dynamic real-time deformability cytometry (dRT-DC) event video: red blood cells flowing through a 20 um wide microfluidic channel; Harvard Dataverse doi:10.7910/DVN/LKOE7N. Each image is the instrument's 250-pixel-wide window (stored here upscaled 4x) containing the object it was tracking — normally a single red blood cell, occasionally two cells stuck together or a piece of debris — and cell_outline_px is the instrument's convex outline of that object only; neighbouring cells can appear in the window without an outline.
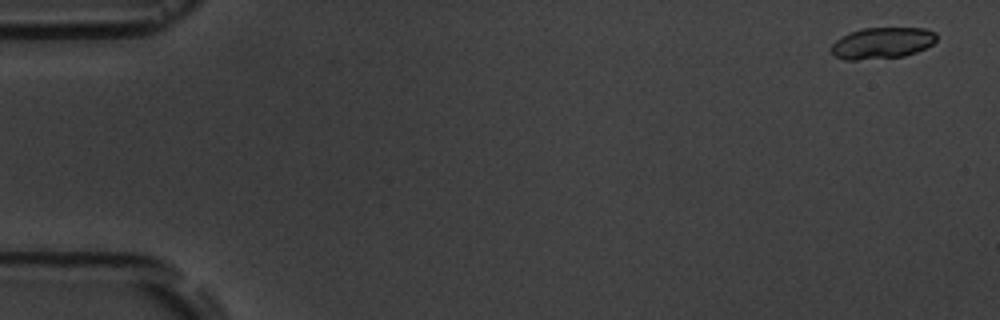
{"species": "common noctule bat (a hibernating species)", "species_latin": "Nyctalus noctula", "temperature_condition": "room temperature", "stored_images_in_passage": 7, "camera_frame_rate_fps": 3000, "um_per_image_px": 0.085, "animal": {"sex": "male", "body_mass_g": 19.5, "forearm_length_mm": 54.6}, "frame": {"image": 1, "passage_image": 1, "time_ms": 0.0, "image_size_px": [1000, 320], "cell_outline_px": [[936, 40], [932, 44], [916, 52], [904, 56], [856, 60], [844, 60], [836, 56], [828, 48], [836, 40], [852, 32], [864, 28], [924, 28], [936, 32]], "centroid_in_image_um": [74.98, 3.66], "position_along_channel_um": 10.0, "area_um2": 19.07}}
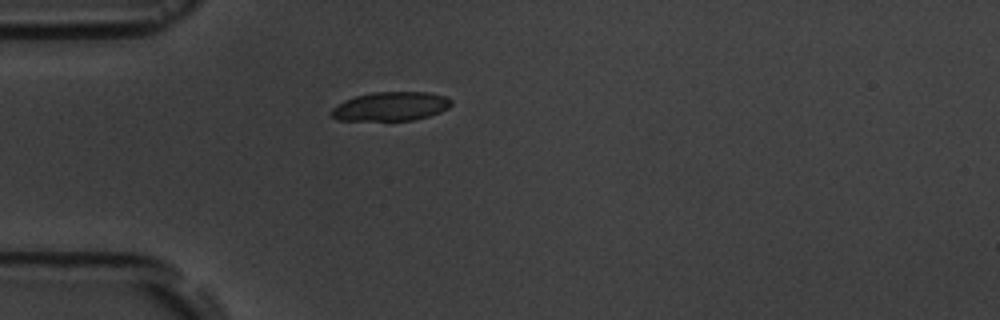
{"frame": {"image": 2, "passage_image": 5, "time_ms": 4.667, "image_size_px": [1000, 320], "cell_outline_px": [[452, 104], [448, 108], [440, 112], [428, 116], [412, 120], [336, 120], [328, 112], [332, 108], [344, 100], [356, 96], [372, 92], [428, 92], [444, 96], [452, 100]], "centroid_in_image_um": [33.19, 9.04], "position_along_channel_um": 51.8, "area_um2": 20.23}}
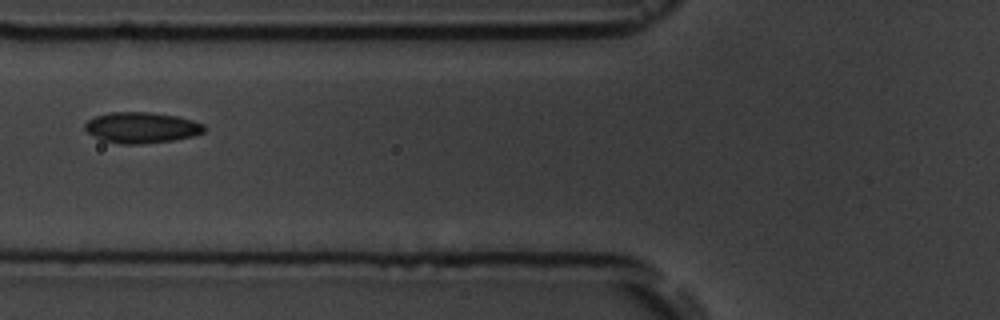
{"frame": {"image": 3, "passage_image": 7, "time_ms": 6.667, "image_size_px": [1000, 320], "cell_outline_px": [[208, 128], [204, 132], [192, 136], [172, 140], [140, 144], [120, 144], [104, 140], [88, 132], [84, 128], [84, 124], [88, 120], [96, 116], [108, 112], [148, 112], [180, 116], [204, 124]], "centroid_in_image_um": [12.07, 10.83], "position_along_channel_um": 113.7, "area_um2": 21.44}}